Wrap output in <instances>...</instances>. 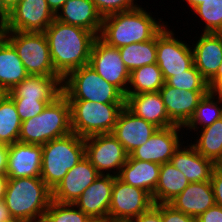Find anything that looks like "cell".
<instances>
[{"label": "cell", "instance_id": "1", "mask_svg": "<svg viewBox=\"0 0 222 222\" xmlns=\"http://www.w3.org/2000/svg\"><path fill=\"white\" fill-rule=\"evenodd\" d=\"M55 71L64 78L70 71L89 64L94 32L54 19L44 31Z\"/></svg>", "mask_w": 222, "mask_h": 222}, {"label": "cell", "instance_id": "2", "mask_svg": "<svg viewBox=\"0 0 222 222\" xmlns=\"http://www.w3.org/2000/svg\"><path fill=\"white\" fill-rule=\"evenodd\" d=\"M139 6L126 12L103 17L99 38L107 45L120 48L131 43L151 40L166 24ZM166 22V23H165Z\"/></svg>", "mask_w": 222, "mask_h": 222}, {"label": "cell", "instance_id": "3", "mask_svg": "<svg viewBox=\"0 0 222 222\" xmlns=\"http://www.w3.org/2000/svg\"><path fill=\"white\" fill-rule=\"evenodd\" d=\"M4 202L11 217L42 222L52 202V190L41 177L9 178Z\"/></svg>", "mask_w": 222, "mask_h": 222}, {"label": "cell", "instance_id": "4", "mask_svg": "<svg viewBox=\"0 0 222 222\" xmlns=\"http://www.w3.org/2000/svg\"><path fill=\"white\" fill-rule=\"evenodd\" d=\"M71 132L70 103L62 94L43 112L22 122L18 141L43 145Z\"/></svg>", "mask_w": 222, "mask_h": 222}, {"label": "cell", "instance_id": "5", "mask_svg": "<svg viewBox=\"0 0 222 222\" xmlns=\"http://www.w3.org/2000/svg\"><path fill=\"white\" fill-rule=\"evenodd\" d=\"M85 157L83 137L70 134L42 145L41 179L53 190L66 173Z\"/></svg>", "mask_w": 222, "mask_h": 222}, {"label": "cell", "instance_id": "6", "mask_svg": "<svg viewBox=\"0 0 222 222\" xmlns=\"http://www.w3.org/2000/svg\"><path fill=\"white\" fill-rule=\"evenodd\" d=\"M63 95L69 101L125 103V95L100 77L89 65L70 71L62 81Z\"/></svg>", "mask_w": 222, "mask_h": 222}, {"label": "cell", "instance_id": "7", "mask_svg": "<svg viewBox=\"0 0 222 222\" xmlns=\"http://www.w3.org/2000/svg\"><path fill=\"white\" fill-rule=\"evenodd\" d=\"M71 130L80 137L111 133L125 103L69 101Z\"/></svg>", "mask_w": 222, "mask_h": 222}, {"label": "cell", "instance_id": "8", "mask_svg": "<svg viewBox=\"0 0 222 222\" xmlns=\"http://www.w3.org/2000/svg\"><path fill=\"white\" fill-rule=\"evenodd\" d=\"M4 37L16 49L29 75L60 76L54 69L44 32L5 30Z\"/></svg>", "mask_w": 222, "mask_h": 222}, {"label": "cell", "instance_id": "9", "mask_svg": "<svg viewBox=\"0 0 222 222\" xmlns=\"http://www.w3.org/2000/svg\"><path fill=\"white\" fill-rule=\"evenodd\" d=\"M167 24L157 33L156 63L163 73L164 80L184 73L194 65L190 44L178 39Z\"/></svg>", "mask_w": 222, "mask_h": 222}, {"label": "cell", "instance_id": "10", "mask_svg": "<svg viewBox=\"0 0 222 222\" xmlns=\"http://www.w3.org/2000/svg\"><path fill=\"white\" fill-rule=\"evenodd\" d=\"M85 156L99 174L118 176L129 154L111 134H96L84 138Z\"/></svg>", "mask_w": 222, "mask_h": 222}, {"label": "cell", "instance_id": "11", "mask_svg": "<svg viewBox=\"0 0 222 222\" xmlns=\"http://www.w3.org/2000/svg\"><path fill=\"white\" fill-rule=\"evenodd\" d=\"M154 205L152 196L145 190L114 179L108 220L129 221L148 211Z\"/></svg>", "mask_w": 222, "mask_h": 222}, {"label": "cell", "instance_id": "12", "mask_svg": "<svg viewBox=\"0 0 222 222\" xmlns=\"http://www.w3.org/2000/svg\"><path fill=\"white\" fill-rule=\"evenodd\" d=\"M88 65L126 96L130 72L122 61L118 48L107 45L97 37L92 46Z\"/></svg>", "mask_w": 222, "mask_h": 222}, {"label": "cell", "instance_id": "13", "mask_svg": "<svg viewBox=\"0 0 222 222\" xmlns=\"http://www.w3.org/2000/svg\"><path fill=\"white\" fill-rule=\"evenodd\" d=\"M55 19L46 0H21L4 18L5 30L44 32Z\"/></svg>", "mask_w": 222, "mask_h": 222}, {"label": "cell", "instance_id": "14", "mask_svg": "<svg viewBox=\"0 0 222 222\" xmlns=\"http://www.w3.org/2000/svg\"><path fill=\"white\" fill-rule=\"evenodd\" d=\"M182 127L171 126L158 128V130L142 146L132 151L129 156L132 159L164 164L170 162L174 152L182 144ZM181 135H180V133Z\"/></svg>", "mask_w": 222, "mask_h": 222}, {"label": "cell", "instance_id": "15", "mask_svg": "<svg viewBox=\"0 0 222 222\" xmlns=\"http://www.w3.org/2000/svg\"><path fill=\"white\" fill-rule=\"evenodd\" d=\"M157 130L158 127L136 116L125 106L120 112L111 134L130 154L145 144Z\"/></svg>", "mask_w": 222, "mask_h": 222}, {"label": "cell", "instance_id": "16", "mask_svg": "<svg viewBox=\"0 0 222 222\" xmlns=\"http://www.w3.org/2000/svg\"><path fill=\"white\" fill-rule=\"evenodd\" d=\"M99 175L97 169L85 156L66 173L62 181L52 190V200L59 203H74Z\"/></svg>", "mask_w": 222, "mask_h": 222}, {"label": "cell", "instance_id": "17", "mask_svg": "<svg viewBox=\"0 0 222 222\" xmlns=\"http://www.w3.org/2000/svg\"><path fill=\"white\" fill-rule=\"evenodd\" d=\"M115 176L100 174L74 204L92 220H108Z\"/></svg>", "mask_w": 222, "mask_h": 222}, {"label": "cell", "instance_id": "18", "mask_svg": "<svg viewBox=\"0 0 222 222\" xmlns=\"http://www.w3.org/2000/svg\"><path fill=\"white\" fill-rule=\"evenodd\" d=\"M210 91H186L169 86L166 82L159 90L170 121L184 128L193 116L199 101Z\"/></svg>", "mask_w": 222, "mask_h": 222}, {"label": "cell", "instance_id": "19", "mask_svg": "<svg viewBox=\"0 0 222 222\" xmlns=\"http://www.w3.org/2000/svg\"><path fill=\"white\" fill-rule=\"evenodd\" d=\"M42 145L15 142L9 145L8 178L40 177Z\"/></svg>", "mask_w": 222, "mask_h": 222}, {"label": "cell", "instance_id": "20", "mask_svg": "<svg viewBox=\"0 0 222 222\" xmlns=\"http://www.w3.org/2000/svg\"><path fill=\"white\" fill-rule=\"evenodd\" d=\"M196 44L192 43L194 66L209 82L222 62V33L201 32Z\"/></svg>", "mask_w": 222, "mask_h": 222}, {"label": "cell", "instance_id": "21", "mask_svg": "<svg viewBox=\"0 0 222 222\" xmlns=\"http://www.w3.org/2000/svg\"><path fill=\"white\" fill-rule=\"evenodd\" d=\"M169 204L188 216L199 217L216 204L211 181L189 183Z\"/></svg>", "mask_w": 222, "mask_h": 222}, {"label": "cell", "instance_id": "22", "mask_svg": "<svg viewBox=\"0 0 222 222\" xmlns=\"http://www.w3.org/2000/svg\"><path fill=\"white\" fill-rule=\"evenodd\" d=\"M61 76L29 75L7 94L12 99L56 100L63 94Z\"/></svg>", "mask_w": 222, "mask_h": 222}, {"label": "cell", "instance_id": "23", "mask_svg": "<svg viewBox=\"0 0 222 222\" xmlns=\"http://www.w3.org/2000/svg\"><path fill=\"white\" fill-rule=\"evenodd\" d=\"M125 106L136 116L154 124L158 128L174 126L170 121L159 91L144 92L125 96Z\"/></svg>", "mask_w": 222, "mask_h": 222}, {"label": "cell", "instance_id": "24", "mask_svg": "<svg viewBox=\"0 0 222 222\" xmlns=\"http://www.w3.org/2000/svg\"><path fill=\"white\" fill-rule=\"evenodd\" d=\"M182 142L170 159L172 165L183 172L190 183L210 181L212 171L217 165L199 154L190 142Z\"/></svg>", "mask_w": 222, "mask_h": 222}, {"label": "cell", "instance_id": "25", "mask_svg": "<svg viewBox=\"0 0 222 222\" xmlns=\"http://www.w3.org/2000/svg\"><path fill=\"white\" fill-rule=\"evenodd\" d=\"M55 19L65 24L82 27L99 36L103 17L91 0H67L56 13Z\"/></svg>", "mask_w": 222, "mask_h": 222}, {"label": "cell", "instance_id": "26", "mask_svg": "<svg viewBox=\"0 0 222 222\" xmlns=\"http://www.w3.org/2000/svg\"><path fill=\"white\" fill-rule=\"evenodd\" d=\"M160 164L132 159L128 156L118 178L131 186L147 191L151 196L159 180Z\"/></svg>", "mask_w": 222, "mask_h": 222}, {"label": "cell", "instance_id": "27", "mask_svg": "<svg viewBox=\"0 0 222 222\" xmlns=\"http://www.w3.org/2000/svg\"><path fill=\"white\" fill-rule=\"evenodd\" d=\"M29 73L14 46L5 38L0 41V92L7 93Z\"/></svg>", "mask_w": 222, "mask_h": 222}, {"label": "cell", "instance_id": "28", "mask_svg": "<svg viewBox=\"0 0 222 222\" xmlns=\"http://www.w3.org/2000/svg\"><path fill=\"white\" fill-rule=\"evenodd\" d=\"M190 183L186 176L171 162L161 164L159 180L152 194L154 204L169 203Z\"/></svg>", "mask_w": 222, "mask_h": 222}, {"label": "cell", "instance_id": "29", "mask_svg": "<svg viewBox=\"0 0 222 222\" xmlns=\"http://www.w3.org/2000/svg\"><path fill=\"white\" fill-rule=\"evenodd\" d=\"M196 133V140L193 143L190 140V144L199 154L218 165L222 161V118Z\"/></svg>", "mask_w": 222, "mask_h": 222}, {"label": "cell", "instance_id": "30", "mask_svg": "<svg viewBox=\"0 0 222 222\" xmlns=\"http://www.w3.org/2000/svg\"><path fill=\"white\" fill-rule=\"evenodd\" d=\"M221 118L222 95L217 91H210L199 101L193 116L183 129L191 132L194 131L195 133L200 128L203 129L210 126Z\"/></svg>", "mask_w": 222, "mask_h": 222}, {"label": "cell", "instance_id": "31", "mask_svg": "<svg viewBox=\"0 0 222 222\" xmlns=\"http://www.w3.org/2000/svg\"><path fill=\"white\" fill-rule=\"evenodd\" d=\"M165 83L163 73L157 63L141 66L130 72L126 95L157 92Z\"/></svg>", "mask_w": 222, "mask_h": 222}, {"label": "cell", "instance_id": "32", "mask_svg": "<svg viewBox=\"0 0 222 222\" xmlns=\"http://www.w3.org/2000/svg\"><path fill=\"white\" fill-rule=\"evenodd\" d=\"M157 34L148 41L131 43L118 48L122 61L129 72L144 65L156 63L157 60Z\"/></svg>", "mask_w": 222, "mask_h": 222}, {"label": "cell", "instance_id": "33", "mask_svg": "<svg viewBox=\"0 0 222 222\" xmlns=\"http://www.w3.org/2000/svg\"><path fill=\"white\" fill-rule=\"evenodd\" d=\"M22 121L13 99L3 93L0 96V142L11 145L18 141Z\"/></svg>", "mask_w": 222, "mask_h": 222}, {"label": "cell", "instance_id": "34", "mask_svg": "<svg viewBox=\"0 0 222 222\" xmlns=\"http://www.w3.org/2000/svg\"><path fill=\"white\" fill-rule=\"evenodd\" d=\"M92 219L74 203H59L54 200L48 206L42 222H91Z\"/></svg>", "mask_w": 222, "mask_h": 222}, {"label": "cell", "instance_id": "35", "mask_svg": "<svg viewBox=\"0 0 222 222\" xmlns=\"http://www.w3.org/2000/svg\"><path fill=\"white\" fill-rule=\"evenodd\" d=\"M192 12L205 24L202 32L222 33V0H204Z\"/></svg>", "mask_w": 222, "mask_h": 222}, {"label": "cell", "instance_id": "36", "mask_svg": "<svg viewBox=\"0 0 222 222\" xmlns=\"http://www.w3.org/2000/svg\"><path fill=\"white\" fill-rule=\"evenodd\" d=\"M169 86L186 91H211L208 81L193 65L184 73L176 74L165 81Z\"/></svg>", "mask_w": 222, "mask_h": 222}, {"label": "cell", "instance_id": "37", "mask_svg": "<svg viewBox=\"0 0 222 222\" xmlns=\"http://www.w3.org/2000/svg\"><path fill=\"white\" fill-rule=\"evenodd\" d=\"M98 13L102 16H108L114 13L133 10L140 5L138 0H91ZM137 1V2H136Z\"/></svg>", "mask_w": 222, "mask_h": 222}, {"label": "cell", "instance_id": "38", "mask_svg": "<svg viewBox=\"0 0 222 222\" xmlns=\"http://www.w3.org/2000/svg\"><path fill=\"white\" fill-rule=\"evenodd\" d=\"M55 100L13 99L21 121L33 118L43 112Z\"/></svg>", "mask_w": 222, "mask_h": 222}, {"label": "cell", "instance_id": "39", "mask_svg": "<svg viewBox=\"0 0 222 222\" xmlns=\"http://www.w3.org/2000/svg\"><path fill=\"white\" fill-rule=\"evenodd\" d=\"M162 222H198L197 218L176 210L169 203H161Z\"/></svg>", "mask_w": 222, "mask_h": 222}, {"label": "cell", "instance_id": "40", "mask_svg": "<svg viewBox=\"0 0 222 222\" xmlns=\"http://www.w3.org/2000/svg\"><path fill=\"white\" fill-rule=\"evenodd\" d=\"M128 222H162L161 203L154 204L148 211L130 219Z\"/></svg>", "mask_w": 222, "mask_h": 222}, {"label": "cell", "instance_id": "41", "mask_svg": "<svg viewBox=\"0 0 222 222\" xmlns=\"http://www.w3.org/2000/svg\"><path fill=\"white\" fill-rule=\"evenodd\" d=\"M210 181L214 191L215 202L222 207V170L218 166L213 169Z\"/></svg>", "mask_w": 222, "mask_h": 222}, {"label": "cell", "instance_id": "42", "mask_svg": "<svg viewBox=\"0 0 222 222\" xmlns=\"http://www.w3.org/2000/svg\"><path fill=\"white\" fill-rule=\"evenodd\" d=\"M197 220L198 222H222V207L217 204L213 205L197 217Z\"/></svg>", "mask_w": 222, "mask_h": 222}, {"label": "cell", "instance_id": "43", "mask_svg": "<svg viewBox=\"0 0 222 222\" xmlns=\"http://www.w3.org/2000/svg\"><path fill=\"white\" fill-rule=\"evenodd\" d=\"M9 145L0 142V175L6 174L8 164Z\"/></svg>", "mask_w": 222, "mask_h": 222}, {"label": "cell", "instance_id": "44", "mask_svg": "<svg viewBox=\"0 0 222 222\" xmlns=\"http://www.w3.org/2000/svg\"><path fill=\"white\" fill-rule=\"evenodd\" d=\"M21 0H0V16L6 17Z\"/></svg>", "mask_w": 222, "mask_h": 222}, {"label": "cell", "instance_id": "45", "mask_svg": "<svg viewBox=\"0 0 222 222\" xmlns=\"http://www.w3.org/2000/svg\"><path fill=\"white\" fill-rule=\"evenodd\" d=\"M211 91H217L222 86V62L216 75L208 82Z\"/></svg>", "mask_w": 222, "mask_h": 222}, {"label": "cell", "instance_id": "46", "mask_svg": "<svg viewBox=\"0 0 222 222\" xmlns=\"http://www.w3.org/2000/svg\"><path fill=\"white\" fill-rule=\"evenodd\" d=\"M67 0H46L51 11L56 15V13L61 9Z\"/></svg>", "mask_w": 222, "mask_h": 222}, {"label": "cell", "instance_id": "47", "mask_svg": "<svg viewBox=\"0 0 222 222\" xmlns=\"http://www.w3.org/2000/svg\"><path fill=\"white\" fill-rule=\"evenodd\" d=\"M8 180L9 178L6 174L0 175V200H4Z\"/></svg>", "mask_w": 222, "mask_h": 222}, {"label": "cell", "instance_id": "48", "mask_svg": "<svg viewBox=\"0 0 222 222\" xmlns=\"http://www.w3.org/2000/svg\"><path fill=\"white\" fill-rule=\"evenodd\" d=\"M11 218L7 205L4 200H0V222Z\"/></svg>", "mask_w": 222, "mask_h": 222}, {"label": "cell", "instance_id": "49", "mask_svg": "<svg viewBox=\"0 0 222 222\" xmlns=\"http://www.w3.org/2000/svg\"><path fill=\"white\" fill-rule=\"evenodd\" d=\"M187 3V6L190 7L191 12L194 10L198 5L202 4L204 0H183Z\"/></svg>", "mask_w": 222, "mask_h": 222}, {"label": "cell", "instance_id": "50", "mask_svg": "<svg viewBox=\"0 0 222 222\" xmlns=\"http://www.w3.org/2000/svg\"><path fill=\"white\" fill-rule=\"evenodd\" d=\"M5 25H4V17L0 16V41L4 37Z\"/></svg>", "mask_w": 222, "mask_h": 222}, {"label": "cell", "instance_id": "51", "mask_svg": "<svg viewBox=\"0 0 222 222\" xmlns=\"http://www.w3.org/2000/svg\"><path fill=\"white\" fill-rule=\"evenodd\" d=\"M2 222H28V221H25V220H22V219H19V218H14V217H11L5 221H2Z\"/></svg>", "mask_w": 222, "mask_h": 222}, {"label": "cell", "instance_id": "52", "mask_svg": "<svg viewBox=\"0 0 222 222\" xmlns=\"http://www.w3.org/2000/svg\"><path fill=\"white\" fill-rule=\"evenodd\" d=\"M104 222H128V221H113V220H106Z\"/></svg>", "mask_w": 222, "mask_h": 222}, {"label": "cell", "instance_id": "53", "mask_svg": "<svg viewBox=\"0 0 222 222\" xmlns=\"http://www.w3.org/2000/svg\"><path fill=\"white\" fill-rule=\"evenodd\" d=\"M217 92L222 95V86L217 90Z\"/></svg>", "mask_w": 222, "mask_h": 222}, {"label": "cell", "instance_id": "54", "mask_svg": "<svg viewBox=\"0 0 222 222\" xmlns=\"http://www.w3.org/2000/svg\"><path fill=\"white\" fill-rule=\"evenodd\" d=\"M222 170V162L217 165Z\"/></svg>", "mask_w": 222, "mask_h": 222}, {"label": "cell", "instance_id": "55", "mask_svg": "<svg viewBox=\"0 0 222 222\" xmlns=\"http://www.w3.org/2000/svg\"><path fill=\"white\" fill-rule=\"evenodd\" d=\"M91 222H104L102 220H92Z\"/></svg>", "mask_w": 222, "mask_h": 222}]
</instances>
